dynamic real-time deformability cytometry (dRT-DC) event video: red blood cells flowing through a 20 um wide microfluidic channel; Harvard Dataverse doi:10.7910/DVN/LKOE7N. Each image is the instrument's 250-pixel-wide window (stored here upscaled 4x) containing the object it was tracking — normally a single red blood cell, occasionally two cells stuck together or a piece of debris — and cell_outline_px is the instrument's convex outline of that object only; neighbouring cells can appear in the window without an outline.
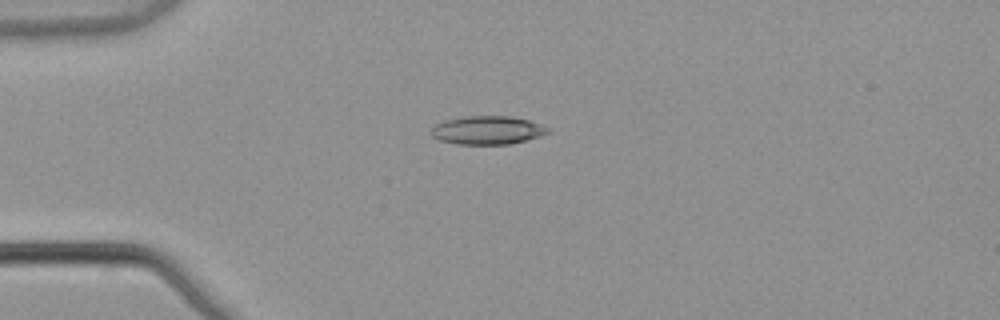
{"species": "common noctule bat (a hibernating species)", "species_latin": "Nyctalus noctula", "temperature_condition": "warm", "stored_images_in_passage": 5, "camera_frame_rate_fps": 3000, "um_per_image_px": 0.085, "animal": {"sex": "male", "body_mass_g": 21.5, "forearm_length_mm": 52.0}, "frame": {"image": 1, "passage_image": 4, "time_ms": 1.0, "image_size_px": [1000, 320], "cell_outline_px": [[552, 128], [548, 132], [540, 136], [508, 144], [456, 144], [440, 140], [432, 136], [432, 128], [436, 124], [444, 120], [468, 116], [508, 116], [528, 120]], "centroid_in_image_um": [41.43, 11.06], "position_along_channel_um": 43.6, "area_um2": 19.13}}